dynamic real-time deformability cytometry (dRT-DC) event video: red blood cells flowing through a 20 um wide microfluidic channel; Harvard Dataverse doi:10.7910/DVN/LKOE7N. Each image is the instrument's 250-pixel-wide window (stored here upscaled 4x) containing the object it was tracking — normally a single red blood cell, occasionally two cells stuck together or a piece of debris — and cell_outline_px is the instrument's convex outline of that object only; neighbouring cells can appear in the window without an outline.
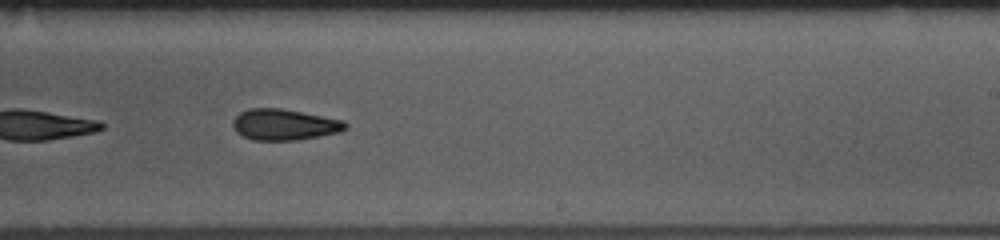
{"species": "common noctule bat (a hibernating species)", "species_latin": "Nyctalus noctula", "temperature_condition": "room temperature", "stored_images_in_passage": 26, "camera_frame_rate_fps": 3000, "um_per_image_px": 0.085, "animal": {"sex": "female", "body_mass_g": 10.0, "forearm_length_mm": 53.1}, "frame": {"image": 1, "passage_image": 19, "time_ms": 6.0, "image_size_px": [1000, 240], "cell_outline_px": [[348, 128], [340, 132], [296, 140], [252, 140], [236, 132], [232, 124], [232, 120], [240, 112], [248, 108], [280, 108], [344, 120], [348, 124]], "centroid_in_image_um": [24.16, 10.59], "position_along_channel_um": 264.8, "area_um2": 20.4}}